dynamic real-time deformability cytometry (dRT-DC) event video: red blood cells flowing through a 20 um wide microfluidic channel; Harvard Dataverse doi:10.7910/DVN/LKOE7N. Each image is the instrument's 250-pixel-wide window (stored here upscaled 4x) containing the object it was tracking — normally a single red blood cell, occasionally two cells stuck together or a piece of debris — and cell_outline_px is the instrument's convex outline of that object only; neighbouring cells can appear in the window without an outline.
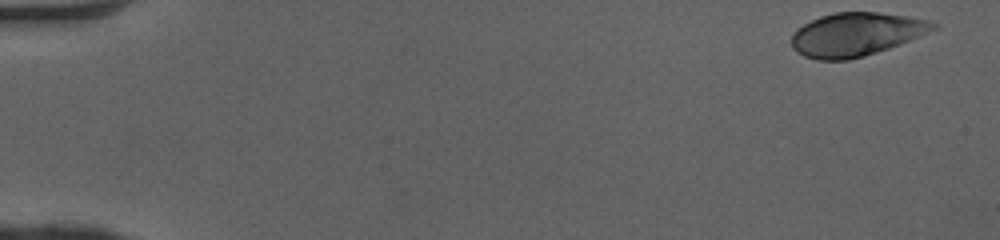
{"species": "human", "species_latin": "Homo sapiens", "temperature_condition": "cold", "stored_images_in_passage": 49, "camera_frame_rate_fps": 3000, "um_per_image_px": 0.085, "donor": {"sex": "female"}, "frame": {"image": 1, "passage_image": 1, "time_ms": 0.0, "image_size_px": [1000, 240], "cell_outline_px": [[940, 28], [900, 44], [864, 56], [848, 60], [816, 60], [804, 56], [796, 52], [792, 48], [792, 36], [796, 28], [820, 16], [836, 12], [876, 12], [908, 16], [928, 20], [936, 24]], "centroid_in_image_um": [72.76, 2.92], "position_along_channel_um": 12.2, "area_um2": 35.89}}
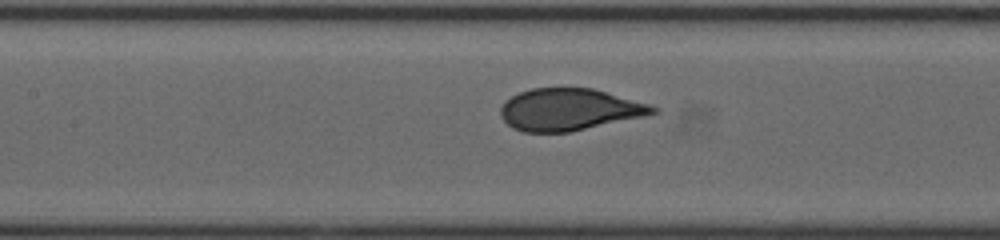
{"frame": {"image": 2, "passage_image": 23, "time_ms": 7.333, "image_size_px": [1000, 240], "cell_outline_px": [[660, 112], [644, 116], [568, 132], [524, 132], [512, 128], [500, 116], [500, 108], [504, 100], [520, 92], [532, 88], [592, 88], [648, 104], [660, 108]], "centroid_in_image_um": [48.36, 9.31], "position_along_channel_um": 159.0, "area_um2": 36.99}}
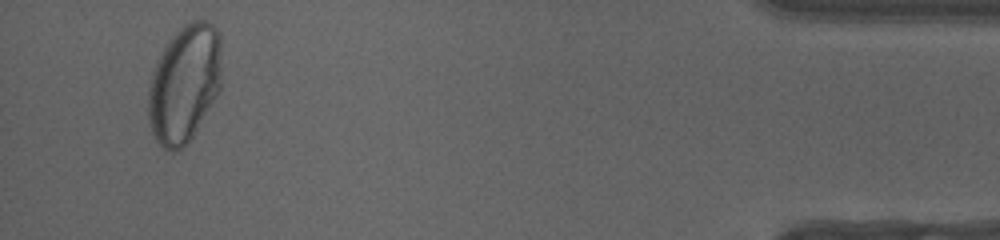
{"frame": {"image": 3, "passage_image": 47, "time_ms": 15.333, "image_size_px": [1000, 240], "cell_outline_px": [[220, 88], [216, 96], [192, 136], [176, 152], [172, 152], [164, 148], [156, 140], [152, 132], [148, 120], [148, 88], [152, 72], [156, 60], [164, 44], [184, 24], [192, 20], [204, 20], [212, 24], [220, 32]], "centroid_in_image_um": [15.65, 7.08], "position_along_channel_um": 419.6, "area_um2": 50.34}, "authors_computed_cell_mechanics": {"area_um2": 37.6856, "velocity_mm_per_s": 4.0802, "shape_relaxation_time_tau1_ms": 4.7677, "shape_relaxation_time_tau2_ms": null, "deformation_change_tau1": 0.1916, "deformation_change_tau2": null}}